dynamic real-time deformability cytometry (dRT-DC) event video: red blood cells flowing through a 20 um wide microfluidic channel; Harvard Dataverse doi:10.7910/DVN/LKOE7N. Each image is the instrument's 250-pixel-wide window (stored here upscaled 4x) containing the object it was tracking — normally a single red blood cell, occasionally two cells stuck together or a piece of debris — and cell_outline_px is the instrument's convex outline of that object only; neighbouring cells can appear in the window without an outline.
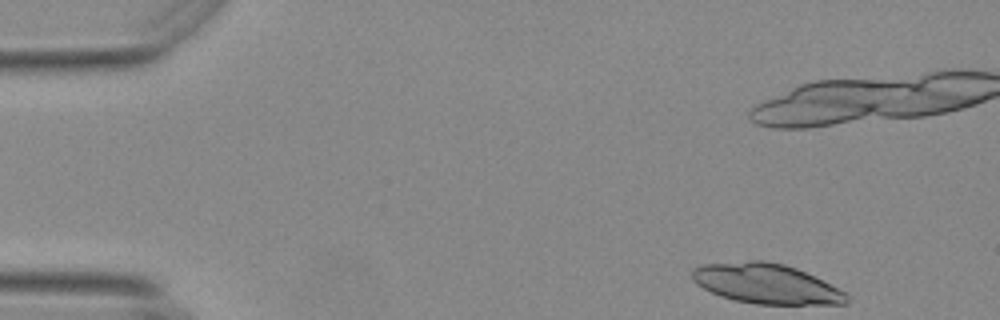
{"species": "Egyptian fruit bat (a non-hibernating species)", "species_latin": "Rousettus aegyptiacus", "temperature_condition": "warm", "stored_images_in_passage": 39, "camera_frame_rate_fps": 3000, "um_per_image_px": 0.085, "animal": {"sex": "female"}, "frame": {"image": 1, "passage_image": 1, "time_ms": 0.0, "image_size_px": [1000, 320], "cell_outline_px": [[848, 304], [752, 304], [720, 296], [696, 284], [692, 280], [692, 268], [700, 264], [748, 260], [764, 260], [784, 264], [796, 268], [848, 292]], "centroid_in_image_um": [65.12, 24.11], "position_along_channel_um": 19.9, "area_um2": 36.24}}